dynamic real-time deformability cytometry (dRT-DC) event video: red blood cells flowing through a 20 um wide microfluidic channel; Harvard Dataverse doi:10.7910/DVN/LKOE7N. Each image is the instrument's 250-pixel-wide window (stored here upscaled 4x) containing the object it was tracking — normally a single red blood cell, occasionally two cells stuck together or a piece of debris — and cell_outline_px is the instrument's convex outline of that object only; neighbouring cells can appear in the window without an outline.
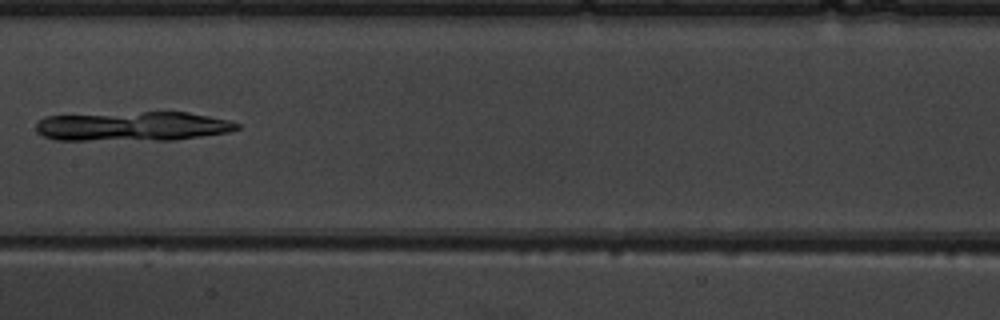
{"species": "common noctule bat (a hibernating species)", "species_latin": "Nyctalus noctula", "temperature_condition": "warm", "stored_images_in_passage": 7, "camera_frame_rate_fps": 3000, "um_per_image_px": 0.085, "animal": {"sex": "male", "body_mass_g": 19.5, "forearm_length_mm": 54.6}, "frame": {"image": 1, "passage_image": 7, "time_ms": 8.0, "image_size_px": [1000, 320], "cell_outline_px": [[240, 128], [228, 132], [172, 140], [56, 140], [44, 136], [36, 132], [36, 124], [44, 116], [144, 112], [188, 112], [228, 120], [240, 124]], "centroid_in_image_um": [11.26, 10.74], "position_along_channel_um": 196.1, "area_um2": 34.33}}